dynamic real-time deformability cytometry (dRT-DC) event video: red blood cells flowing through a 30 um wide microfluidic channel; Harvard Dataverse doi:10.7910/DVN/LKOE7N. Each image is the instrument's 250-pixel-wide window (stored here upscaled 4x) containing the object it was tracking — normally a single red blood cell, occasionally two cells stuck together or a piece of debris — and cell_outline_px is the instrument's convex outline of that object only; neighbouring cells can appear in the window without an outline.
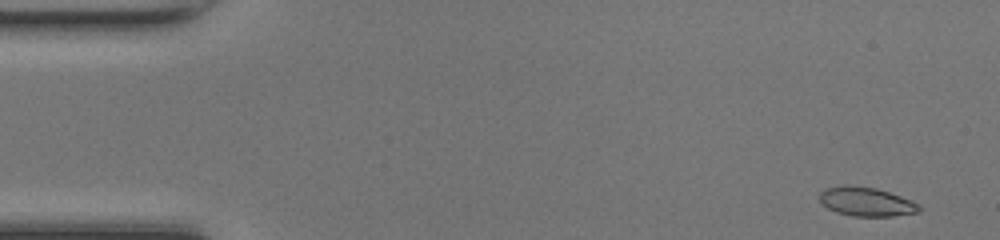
{"species": "common noctule bat (a hibernating species)", "species_latin": "Nyctalus noctula", "temperature_condition": "room temperature", "stored_images_in_passage": 47, "camera_frame_rate_fps": 3000, "um_per_image_px": 0.085, "animal": {"sex": "female", "body_mass_g": 17.0, "forearm_length_mm": 48.0}, "frame": {"image": 1, "passage_image": 1, "time_ms": 0.0, "image_size_px": [1000, 240], "cell_outline_px": [[920, 212], [892, 216], [852, 216], [836, 212], [828, 208], [820, 200], [820, 192], [824, 188], [844, 184], [848, 184], [876, 188], [912, 200], [920, 204]], "centroid_in_image_um": [73.63, 17.13], "position_along_channel_um": 11.4, "area_um2": 16.94}}
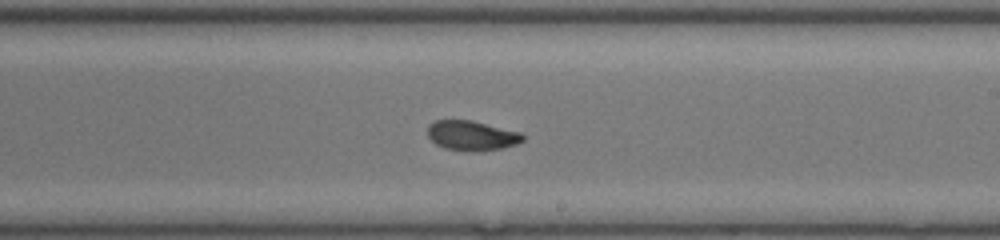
{"frame": {"image": 2, "passage_image": 27, "time_ms": 8.667, "image_size_px": [1000, 240], "cell_outline_px": [[524, 140], [516, 144], [504, 148], [472, 152], [468, 152], [444, 148], [436, 144], [428, 136], [428, 124], [436, 120], [472, 120], [520, 132], [524, 136]], "centroid_in_image_um": [40.09, 11.53], "position_along_channel_um": 248.9, "area_um2": 16.65}}
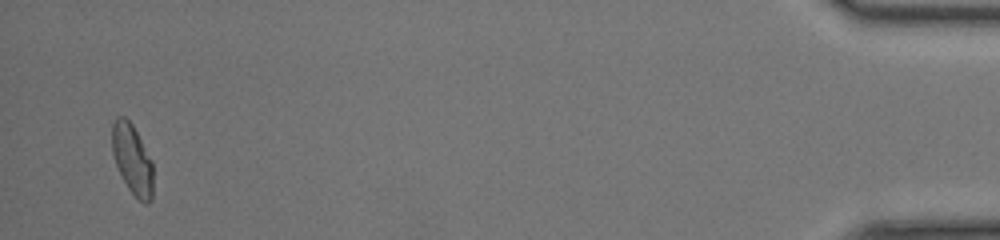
{"frame": {"image": 3, "passage_image": 46, "time_ms": 15.0, "image_size_px": [1000, 240], "cell_outline_px": [[152, 200], [148, 204], [144, 204], [128, 188], [116, 164], [112, 152], [112, 124], [116, 116], [124, 116], [132, 124], [152, 160]], "centroid_in_image_um": [11.24, 13.53], "position_along_channel_um": 424.0, "area_um2": 16.59}, "authors_computed_cell_mechanics": {"area_um2": 16.762, "velocity_mm_per_s": 4.2208, "shape_relaxation_time_tau1_ms": 6.8075, "shape_relaxation_time_tau2_ms": 1.4711, "deformation_change_tau1": 0.1707, "deformation_change_tau2": 0.0726}}